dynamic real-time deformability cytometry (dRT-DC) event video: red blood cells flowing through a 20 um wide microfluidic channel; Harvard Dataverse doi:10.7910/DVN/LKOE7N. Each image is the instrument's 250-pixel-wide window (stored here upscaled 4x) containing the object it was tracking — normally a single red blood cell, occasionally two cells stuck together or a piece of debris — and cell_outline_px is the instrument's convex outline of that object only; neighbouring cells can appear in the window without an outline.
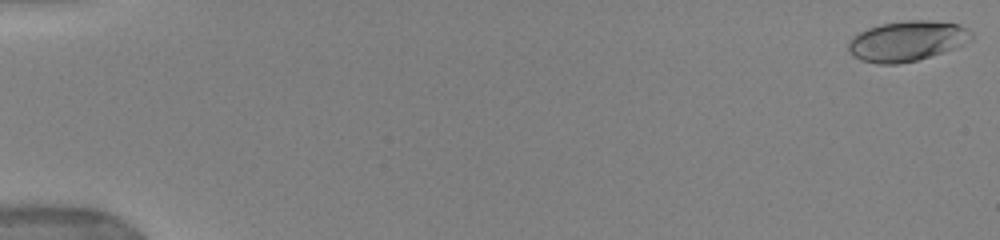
{"species": "human", "species_latin": "Homo sapiens", "temperature_condition": "warm", "stored_images_in_passage": 43, "camera_frame_rate_fps": 3000, "um_per_image_px": 0.085, "donor": {"sex": "female"}, "frame": {"image": 1, "passage_image": 1, "time_ms": 0.0, "image_size_px": [1000, 240], "cell_outline_px": [[972, 40], [956, 48], [916, 60], [896, 64], [880, 64], [860, 60], [852, 56], [848, 52], [848, 40], [852, 36], [868, 28], [880, 24], [908, 20], [928, 20], [960, 24], [972, 32]], "centroid_in_image_um": [77.08, 3.48], "position_along_channel_um": 7.9, "area_um2": 29.02}}
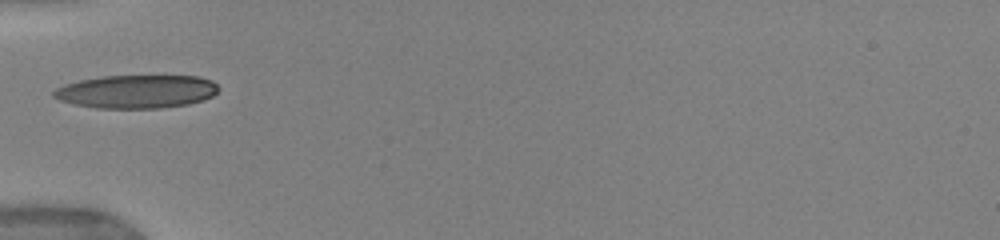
{"frame": {"image": 2, "passage_image": 16, "time_ms": 6.0, "image_size_px": [1000, 240], "cell_outline_px": [[220, 88], [212, 96], [188, 104], [160, 108], [96, 108], [76, 104], [60, 100], [52, 96], [52, 92], [56, 88], [64, 84], [80, 80], [100, 76], [196, 76], [212, 80]], "centroid_in_image_um": [11.59, 7.77], "position_along_channel_um": 73.4, "area_um2": 31.91}}
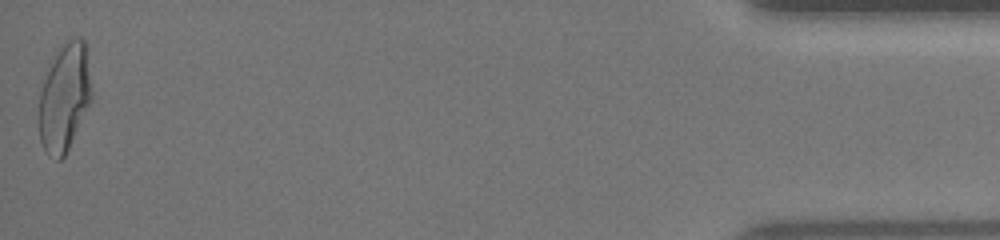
{"frame": {"image": 3, "passage_image": 43, "time_ms": 17.0, "image_size_px": [1000, 240], "cell_outline_px": [[92, 96], [68, 148], [64, 156], [60, 160], [56, 160], [48, 156], [44, 152], [40, 140], [40, 92], [44, 80], [56, 48], [72, 36], [84, 40], [92, 92]], "centroid_in_image_um": [5.46, 8.26], "position_along_channel_um": 429.7, "area_um2": 32.54}, "authors_computed_cell_mechanics": {"area_um2": 30.2294, "velocity_mm_per_s": 3.9696, "shape_relaxation_time_tau1_ms": 5.3308, "shape_relaxation_time_tau2_ms": null, "deformation_change_tau1": 0.2053, "deformation_change_tau2": null}}